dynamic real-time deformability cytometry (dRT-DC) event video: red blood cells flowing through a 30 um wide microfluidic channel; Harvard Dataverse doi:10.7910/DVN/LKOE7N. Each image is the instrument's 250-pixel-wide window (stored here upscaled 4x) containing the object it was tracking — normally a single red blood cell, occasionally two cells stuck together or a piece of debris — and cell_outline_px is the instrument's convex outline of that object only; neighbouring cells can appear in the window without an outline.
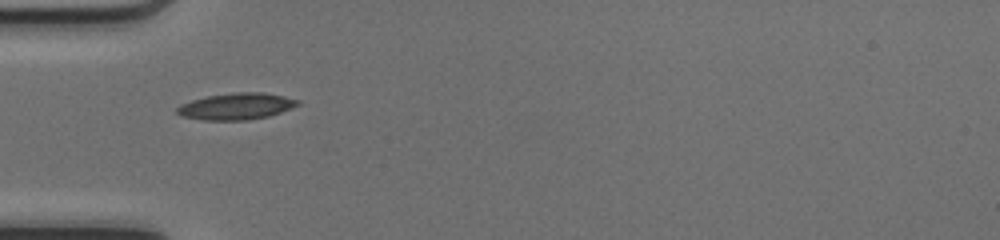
{"species": "common noctule bat (a hibernating species)", "species_latin": "Nyctalus noctula", "temperature_condition": "cold", "stored_images_in_passage": 34, "camera_frame_rate_fps": 3000, "um_per_image_px": 0.085, "animal": {"sex": "female", "body_mass_g": 17.0, "forearm_length_mm": 48.0}, "frame": {"image": 1, "passage_image": 1, "time_ms": 0.0, "image_size_px": [1000, 240], "cell_outline_px": [[300, 104], [292, 108], [268, 116], [248, 120], [204, 120], [184, 116], [176, 112], [176, 108], [180, 104], [192, 100], [208, 96], [232, 92], [264, 92], [284, 96], [300, 100]], "centroid_in_image_um": [20.11, 9.03], "position_along_channel_um": 64.9, "area_um2": 18.67}}
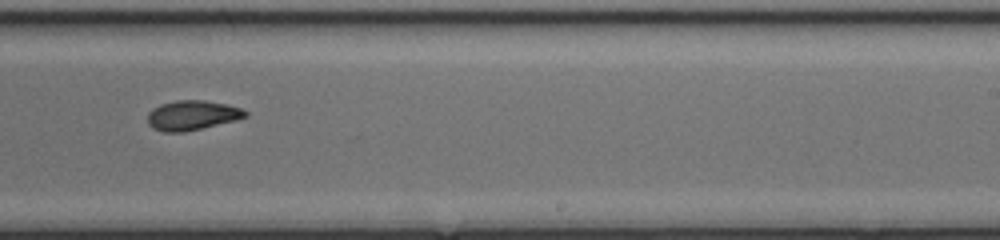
{"frame": {"image": 2, "passage_image": 16, "time_ms": 5.0, "image_size_px": [1000, 240], "cell_outline_px": [[248, 116], [236, 120], [184, 132], [164, 132], [152, 128], [148, 124], [148, 112], [152, 108], [160, 104], [176, 100], [204, 100], [228, 104], [240, 108], [248, 112]], "centroid_in_image_um": [16.32, 9.79], "position_along_channel_um": 272.7, "area_um2": 16.99}}
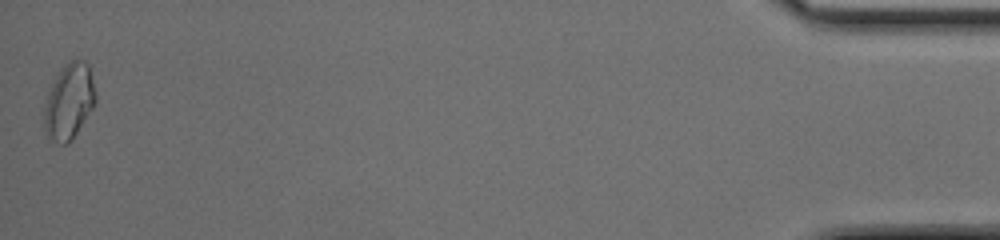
{"frame": {"image": 3, "passage_image": 34, "time_ms": 11.0, "image_size_px": [1000, 240], "cell_outline_px": [[96, 104], [72, 140], [68, 144], [60, 144], [48, 136], [44, 128], [44, 112], [48, 92], [60, 68], [68, 60], [84, 60], [88, 64], [96, 92]], "centroid_in_image_um": [5.89, 8.61], "position_along_channel_um": 429.3, "area_um2": 22.72}, "authors_computed_cell_mechanics": {"area_um2": 17.629, "velocity_mm_per_s": 4.1801, "shape_relaxation_time_tau1_ms": 5.6268, "shape_relaxation_time_tau2_ms": 3.385, "deformation_change_tau1": 0.1614, "deformation_change_tau2": 0.085}}